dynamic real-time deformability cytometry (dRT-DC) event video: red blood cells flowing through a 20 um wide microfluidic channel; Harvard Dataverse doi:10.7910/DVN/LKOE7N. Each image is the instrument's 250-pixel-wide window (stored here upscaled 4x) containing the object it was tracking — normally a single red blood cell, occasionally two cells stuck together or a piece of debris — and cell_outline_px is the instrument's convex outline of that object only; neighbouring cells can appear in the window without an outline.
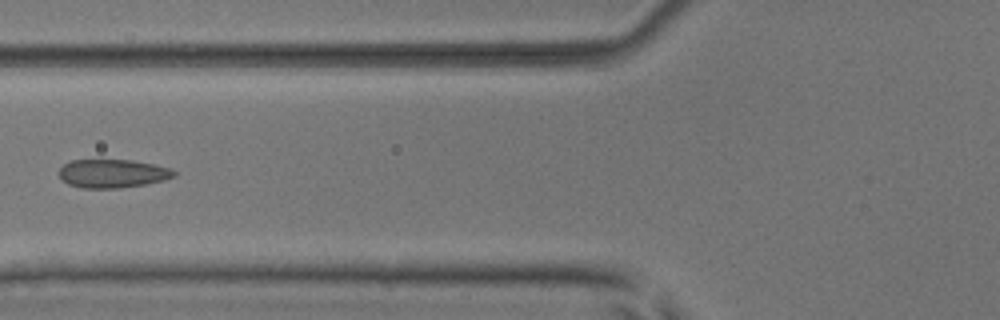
{"species": "common noctule bat (a hibernating species)", "species_latin": "Nyctalus noctula", "temperature_condition": "room temperature", "stored_images_in_passage": 5, "camera_frame_rate_fps": 3000, "um_per_image_px": 0.085, "animal": {"sex": "male", "body_mass_g": 17.9, "forearm_length_mm": 54.2}, "frame": {"image": 1, "passage_image": 4, "time_ms": 4.667, "image_size_px": [1000, 320], "cell_outline_px": [[176, 176], [164, 180], [144, 184], [120, 188], [80, 188], [68, 184], [60, 176], [60, 168], [64, 164], [72, 160], [132, 160], [152, 164], [168, 168], [176, 172]], "centroid_in_image_um": [9.56, 14.75], "position_along_channel_um": 116.2, "area_um2": 18.9}}
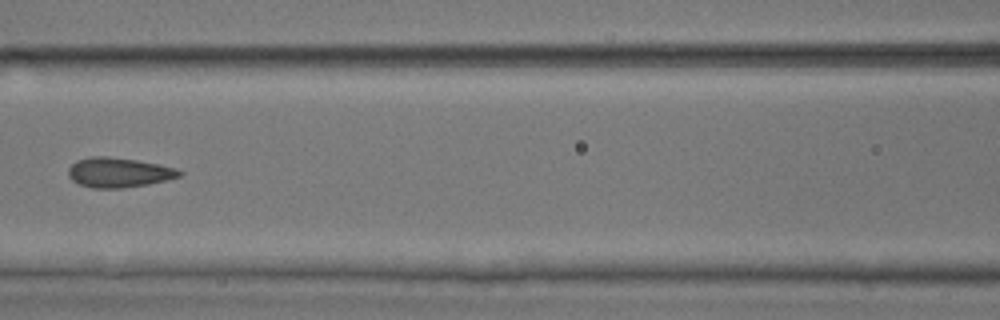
{"frame": {"image": 2, "passage_image": 5, "time_ms": 5.667, "image_size_px": [1000, 320], "cell_outline_px": [[184, 172], [180, 176], [168, 180], [148, 184], [120, 188], [92, 188], [80, 184], [72, 180], [68, 176], [68, 168], [76, 160], [92, 156], [108, 156], [136, 160], [160, 164], [176, 168]], "centroid_in_image_um": [10.1, 14.65], "position_along_channel_um": 156.5, "area_um2": 19.36}}